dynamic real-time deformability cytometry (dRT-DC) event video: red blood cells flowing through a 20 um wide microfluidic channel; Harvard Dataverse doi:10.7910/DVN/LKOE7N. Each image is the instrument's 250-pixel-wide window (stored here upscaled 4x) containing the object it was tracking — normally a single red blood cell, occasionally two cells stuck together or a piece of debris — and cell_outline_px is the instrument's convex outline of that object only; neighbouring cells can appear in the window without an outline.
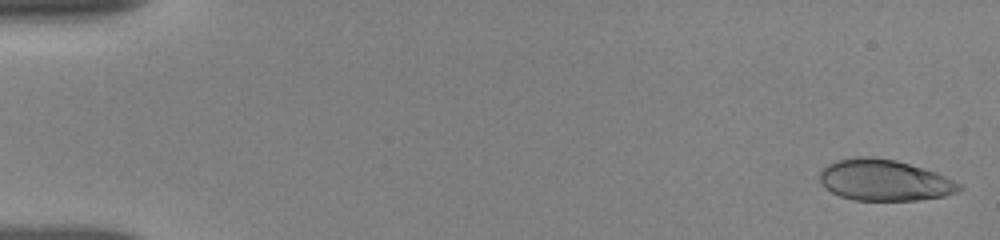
{"species": "human", "species_latin": "Homo sapiens", "temperature_condition": "room temperature", "stored_images_in_passage": 18, "camera_frame_rate_fps": 3000, "um_per_image_px": 0.085, "donor": {"sex": "female"}, "frame": {"image": 1, "passage_image": 1, "time_ms": 0.0, "image_size_px": [1000, 240], "cell_outline_px": [[964, 188], [956, 192], [944, 196], [916, 200], [852, 200], [840, 196], [824, 188], [820, 184], [820, 172], [828, 164], [836, 160], [856, 156], [872, 156], [896, 160], [924, 168], [936, 172], [960, 184]], "centroid_in_image_um": [75.14, 15.31], "position_along_channel_um": 9.9, "area_um2": 33.58}}
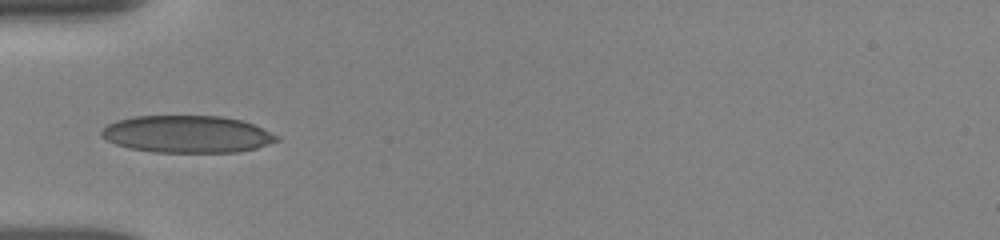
{"frame": {"image": 2, "passage_image": 15, "time_ms": 5.333, "image_size_px": [1000, 240], "cell_outline_px": [[280, 140], [256, 148], [236, 152], [152, 152], [128, 148], [116, 144], [100, 136], [100, 128], [116, 120], [136, 116], [220, 116], [240, 120], [252, 124], [280, 136]], "centroid_in_image_um": [15.87, 11.4], "position_along_channel_um": 69.1, "area_um2": 38.03}}